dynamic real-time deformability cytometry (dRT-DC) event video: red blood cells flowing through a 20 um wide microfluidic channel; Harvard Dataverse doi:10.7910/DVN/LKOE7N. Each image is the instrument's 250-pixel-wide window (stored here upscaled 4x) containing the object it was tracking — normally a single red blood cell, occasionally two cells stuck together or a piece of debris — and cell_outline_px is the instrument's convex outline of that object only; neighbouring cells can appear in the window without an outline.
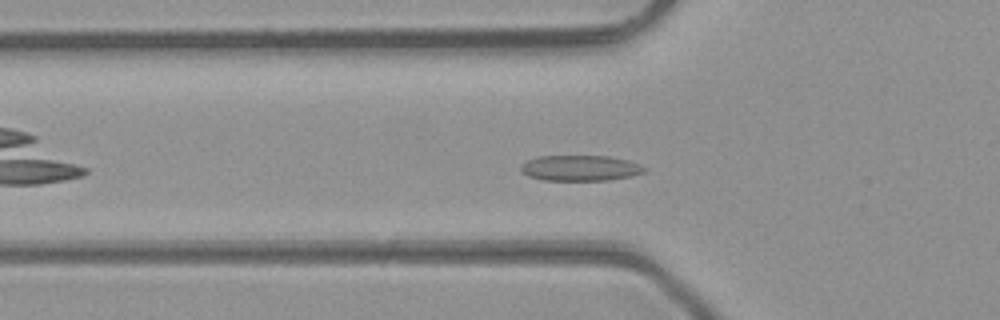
{"species": "common noctule bat (a hibernating species)", "species_latin": "Nyctalus noctula", "temperature_condition": "room temperature", "stored_images_in_passage": 36, "camera_frame_rate_fps": 3000, "um_per_image_px": 0.085, "animal": {"sex": "male", "body_mass_g": 23.1, "forearm_length_mm": 52.7}, "frame": {"image": 1, "passage_image": 7, "time_ms": 2.0, "image_size_px": [1000, 320], "cell_outline_px": [[648, 172], [632, 176], [608, 180], [544, 180], [528, 176], [520, 172], [520, 164], [536, 156], [608, 156], [628, 160], [640, 164], [648, 168]], "centroid_in_image_um": [49.34, 14.28], "position_along_channel_um": 76.5, "area_um2": 18.73}}
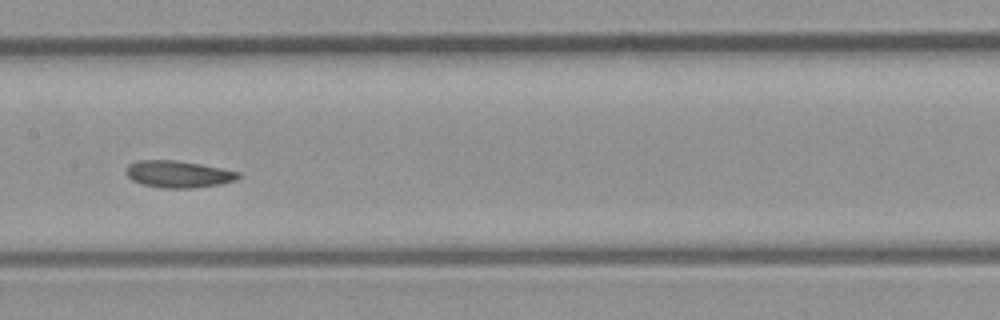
{"frame": {"image": 2, "passage_image": 15, "time_ms": 4.667, "image_size_px": [1000, 320], "cell_outline_px": [[240, 176], [236, 180], [220, 184], [192, 188], [160, 188], [140, 184], [132, 180], [124, 172], [128, 164], [136, 160], [176, 160], [200, 164], [240, 172]], "centroid_in_image_um": [15.1, 14.8], "position_along_channel_um": 192.3, "area_um2": 17.74}}
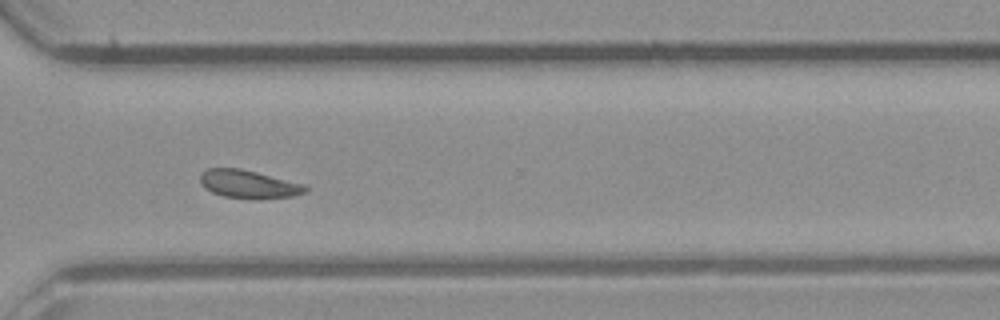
{"frame": {"image": 3, "passage_image": 26, "time_ms": 8.333, "image_size_px": [1000, 320], "cell_outline_px": [[308, 188], [304, 192], [296, 196], [224, 196], [212, 192], [204, 188], [200, 184], [200, 172], [208, 168], [240, 168], [308, 184]], "centroid_in_image_um": [21.11, 15.59], "position_along_channel_um": 349.5, "area_um2": 16.7}, "authors_computed_cell_mechanics": {"area_um2": 17.4556, "velocity_mm_per_s": 4.3103, "shape_relaxation_time_tau1_ms": 4.8927, "shape_relaxation_time_tau2_ms": 5.6853, "deformation_change_tau1": 0.0908, "deformation_change_tau2": 0.1091}}